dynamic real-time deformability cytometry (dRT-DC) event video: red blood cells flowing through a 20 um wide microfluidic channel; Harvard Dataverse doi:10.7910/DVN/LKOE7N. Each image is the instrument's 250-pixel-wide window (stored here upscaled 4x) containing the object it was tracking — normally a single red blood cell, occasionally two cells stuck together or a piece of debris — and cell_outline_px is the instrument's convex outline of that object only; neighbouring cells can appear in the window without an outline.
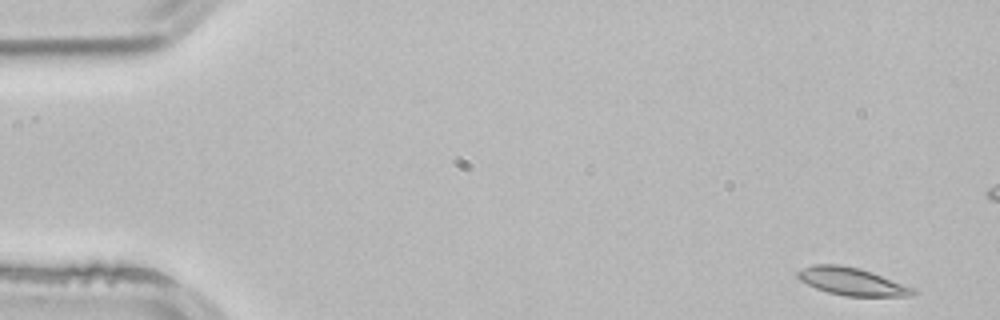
{"species": "common noctule bat (a hibernating species)", "species_latin": "Nyctalus noctula", "temperature_condition": "room temperature", "stored_images_in_passage": 52, "camera_frame_rate_fps": 3000, "um_per_image_px": 0.085, "animal": {"sex": "male", "body_mass_g": 21.5, "forearm_length_mm": 52.0}, "frame": {"image": 1, "passage_image": 1, "time_ms": 0.0, "image_size_px": [1000, 320], "cell_outline_px": [[920, 292], [912, 296], [844, 296], [828, 292], [816, 288], [800, 280], [796, 276], [796, 272], [800, 268], [812, 264], [840, 264], [860, 268], [872, 272], [916, 288]], "centroid_in_image_um": [72.43, 23.92], "position_along_channel_um": 12.6, "area_um2": 18.9}, "authors_computed_cell_mechanics": {"area_um2": 18.1492, "velocity_mm_per_s": 3.8472, "shape_relaxation_time_tau1_ms": 4.5146, "shape_relaxation_time_tau2_ms": 5.1056, "deformation_change_tau1": 0.1173, "deformation_change_tau2": 0.0861}}